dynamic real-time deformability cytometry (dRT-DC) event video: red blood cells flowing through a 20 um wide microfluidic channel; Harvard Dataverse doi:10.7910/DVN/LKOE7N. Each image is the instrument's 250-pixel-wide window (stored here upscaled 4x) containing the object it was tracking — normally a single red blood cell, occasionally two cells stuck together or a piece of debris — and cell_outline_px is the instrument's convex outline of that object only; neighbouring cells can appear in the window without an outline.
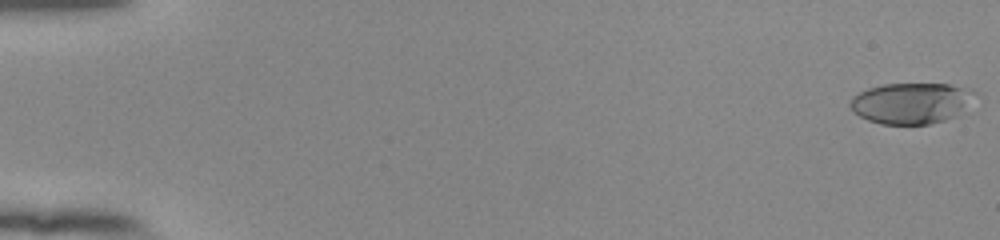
{"species": "human", "species_latin": "Homo sapiens", "temperature_condition": "room temperature", "stored_images_in_passage": 54, "camera_frame_rate_fps": 3000, "um_per_image_px": 0.085, "donor": {"sex": "female"}, "frame": {"image": 1, "passage_image": 1, "time_ms": 0.0, "image_size_px": [1000, 240], "cell_outline_px": [[980, 92], [960, 116], [932, 124], [880, 124], [868, 120], [860, 116], [848, 104], [852, 96], [868, 88], [884, 84], [948, 84], [972, 88]], "centroid_in_image_um": [77.56, 8.76], "position_along_channel_um": 7.4, "area_um2": 30.4}}
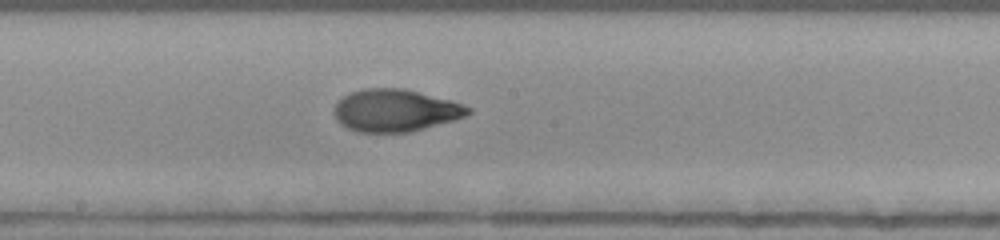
{"frame": {"image": 2, "passage_image": 31, "time_ms": 10.0, "image_size_px": [1000, 240], "cell_outline_px": [[472, 112], [464, 116], [452, 120], [424, 128], [408, 132], [356, 132], [340, 124], [336, 120], [332, 112], [336, 104], [344, 96], [352, 92], [364, 88], [404, 88], [464, 104], [472, 108]], "centroid_in_image_um": [33.57, 9.39], "position_along_channel_um": 214.6, "area_um2": 32.89}}
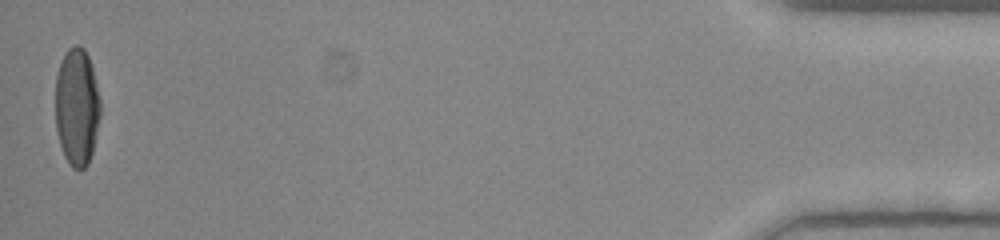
{"frame": {"image": 3, "passage_image": 54, "time_ms": 17.667, "image_size_px": [1000, 240], "cell_outline_px": [[100, 116], [92, 152], [88, 164], [84, 168], [72, 168], [68, 164], [64, 156], [60, 144], [56, 128], [56, 76], [64, 52], [68, 48], [76, 44], [80, 44], [84, 48], [88, 56], [92, 68], [100, 100]], "centroid_in_image_um": [6.53, 9.07], "position_along_channel_um": 428.7, "area_um2": 30.81}, "authors_computed_cell_mechanics": {"area_um2": 31.79, "velocity_mm_per_s": 3.902, "shape_relaxation_time_tau1_ms": 5.7357, "shape_relaxation_time_tau2_ms": 1.3794, "deformation_change_tau1": 0.2301, "deformation_change_tau2": 0.0678}}